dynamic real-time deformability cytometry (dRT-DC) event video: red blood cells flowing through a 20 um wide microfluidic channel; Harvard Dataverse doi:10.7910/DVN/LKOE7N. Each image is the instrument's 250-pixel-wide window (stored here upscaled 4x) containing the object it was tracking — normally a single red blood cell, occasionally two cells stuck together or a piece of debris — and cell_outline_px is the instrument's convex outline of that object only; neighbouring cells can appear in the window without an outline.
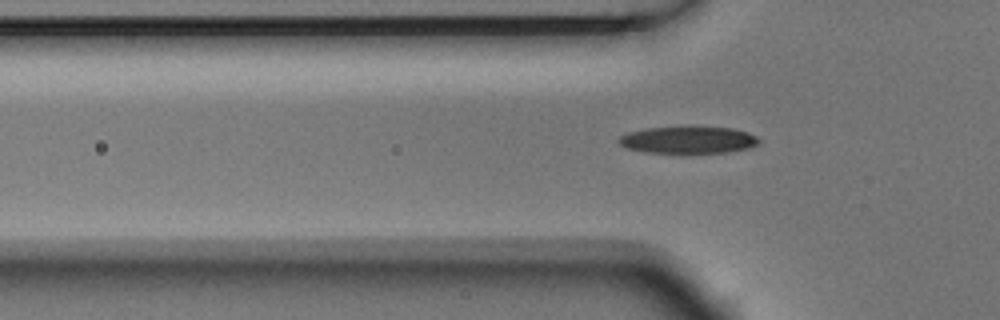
{"species": "Egyptian fruit bat (a non-hibernating species)", "species_latin": "Rousettus aegyptiacus", "temperature_condition": "room temperature", "stored_images_in_passage": 5, "camera_frame_rate_fps": 3000, "um_per_image_px": 0.085, "animal": {"sex": "male"}, "frame": {"image": 1, "passage_image": 5, "time_ms": 1.333, "image_size_px": [1000, 320], "cell_outline_px": [[760, 144], [748, 148], [728, 152], [688, 156], [684, 156], [644, 152], [624, 148], [616, 140], [620, 136], [628, 132], [644, 128], [688, 124], [692, 124], [732, 128], [748, 132], [756, 136], [760, 140]], "centroid_in_image_um": [58.47, 11.9], "position_along_channel_um": 67.3, "area_um2": 24.28}}